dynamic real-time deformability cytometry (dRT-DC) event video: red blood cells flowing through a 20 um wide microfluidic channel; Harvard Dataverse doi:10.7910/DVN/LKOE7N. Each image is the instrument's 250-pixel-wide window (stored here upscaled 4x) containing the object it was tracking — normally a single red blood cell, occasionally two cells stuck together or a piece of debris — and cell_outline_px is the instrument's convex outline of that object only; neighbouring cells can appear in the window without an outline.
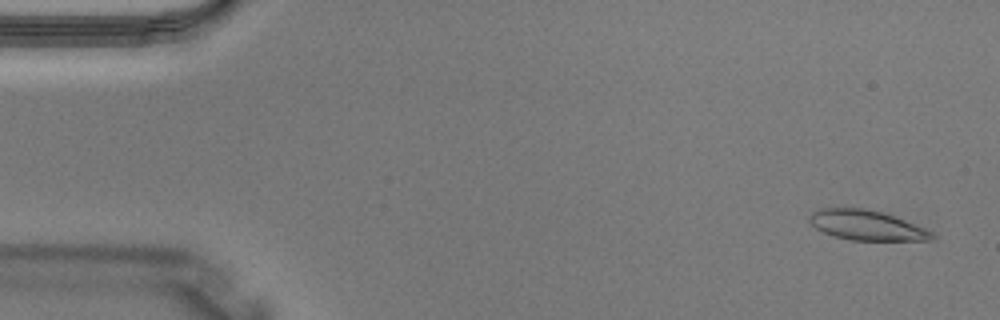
{"species": "Egyptian fruit bat (a non-hibernating species)", "species_latin": "Rousettus aegyptiacus", "temperature_condition": "warm", "stored_images_in_passage": 3, "camera_frame_rate_fps": 3000, "um_per_image_px": 0.085, "animal": {"sex": "male"}, "frame": {"image": 1, "passage_image": 1, "time_ms": 0.0, "image_size_px": [1000, 320], "cell_outline_px": [[936, 236], [928, 240], [852, 240], [836, 236], [824, 232], [816, 228], [808, 220], [808, 216], [812, 212], [820, 208], [864, 208], [880, 212], [904, 220], [924, 228], [932, 232]], "centroid_in_image_um": [73.62, 19.14], "position_along_channel_um": 11.4, "area_um2": 20.98}}